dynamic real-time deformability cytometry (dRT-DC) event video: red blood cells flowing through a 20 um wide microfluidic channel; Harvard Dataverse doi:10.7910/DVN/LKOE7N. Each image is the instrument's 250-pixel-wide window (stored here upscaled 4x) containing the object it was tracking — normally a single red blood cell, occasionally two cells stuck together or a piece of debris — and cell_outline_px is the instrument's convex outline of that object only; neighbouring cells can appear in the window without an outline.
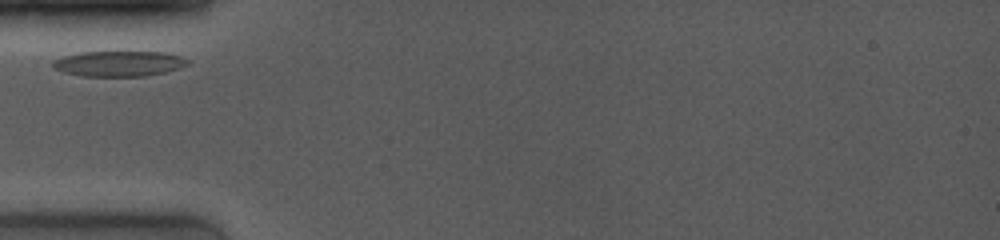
{"species": "common noctule bat (a hibernating species)", "species_latin": "Nyctalus noctula", "temperature_condition": "room temperature", "stored_images_in_passage": 14, "camera_frame_rate_fps": 4000, "um_per_image_px": 0.085, "animal": {"sex": "female", "body_mass_g": 19.0, "forearm_length_mm": 53.3}, "frame": {"image": 1, "passage_image": 1, "time_ms": 0.0, "image_size_px": [1000, 240], "cell_outline_px": [[192, 60], [188, 64], [180, 68], [164, 72], [144, 76], [80, 76], [64, 72], [52, 68], [52, 60], [60, 56], [80, 52], [164, 52], [180, 56]], "centroid_in_image_um": [10.07, 5.4], "position_along_channel_um": 74.9, "area_um2": 20.17}}
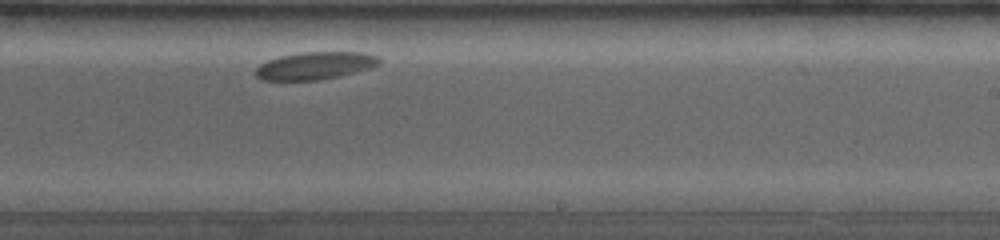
{"frame": {"image": 2, "passage_image": 14, "time_ms": 5.5, "image_size_px": [1000, 240], "cell_outline_px": [[380, 64], [372, 68], [320, 80], [264, 80], [256, 76], [256, 68], [260, 64], [268, 60], [280, 56], [304, 52], [360, 52], [376, 56], [380, 60]], "centroid_in_image_um": [26.79, 5.58], "position_along_channel_um": 262.2, "area_um2": 19.65}}